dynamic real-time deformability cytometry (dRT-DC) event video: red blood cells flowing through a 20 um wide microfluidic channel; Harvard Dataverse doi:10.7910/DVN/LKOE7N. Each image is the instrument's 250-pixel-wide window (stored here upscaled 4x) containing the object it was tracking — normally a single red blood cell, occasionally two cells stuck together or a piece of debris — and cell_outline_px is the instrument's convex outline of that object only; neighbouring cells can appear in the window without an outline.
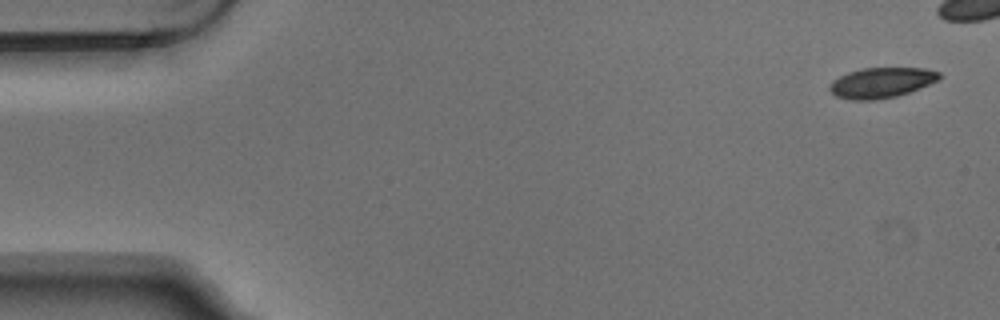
{"species": "Egyptian fruit bat (a non-hibernating species)", "species_latin": "Rousettus aegyptiacus", "temperature_condition": "warm", "stored_images_in_passage": 6, "camera_frame_rate_fps": 3000, "um_per_image_px": 0.085, "animal": {"sex": "male"}, "frame": {"image": 1, "passage_image": 1, "time_ms": 0.0, "image_size_px": [1000, 320], "cell_outline_px": [[944, 76], [920, 88], [896, 96], [876, 100], [852, 100], [836, 96], [828, 88], [832, 80], [848, 72], [864, 68], [924, 68], [940, 72]], "centroid_in_image_um": [74.91, 7.02], "position_along_channel_um": 10.1, "area_um2": 19.31}}
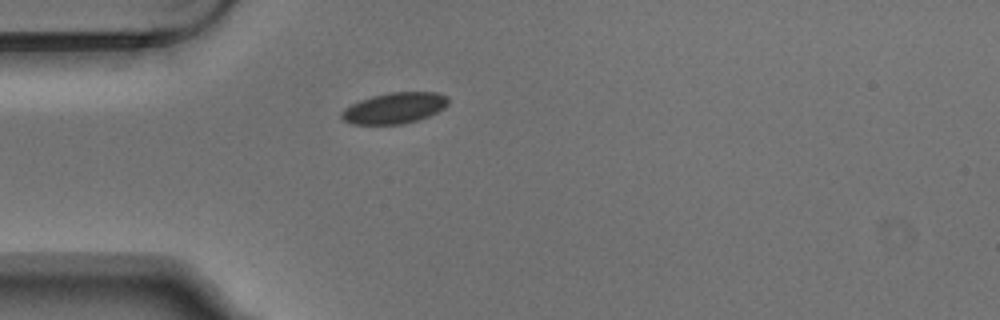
{"frame": {"image": 2, "passage_image": 6, "time_ms": 1.667, "image_size_px": [1000, 320], "cell_outline_px": [[448, 104], [444, 108], [428, 116], [416, 120], [400, 124], [352, 124], [344, 120], [340, 116], [340, 112], [344, 108], [360, 100], [372, 96], [392, 92], [440, 92], [448, 96]], "centroid_in_image_um": [33.53, 9.17], "position_along_channel_um": 51.5, "area_um2": 19.19}}